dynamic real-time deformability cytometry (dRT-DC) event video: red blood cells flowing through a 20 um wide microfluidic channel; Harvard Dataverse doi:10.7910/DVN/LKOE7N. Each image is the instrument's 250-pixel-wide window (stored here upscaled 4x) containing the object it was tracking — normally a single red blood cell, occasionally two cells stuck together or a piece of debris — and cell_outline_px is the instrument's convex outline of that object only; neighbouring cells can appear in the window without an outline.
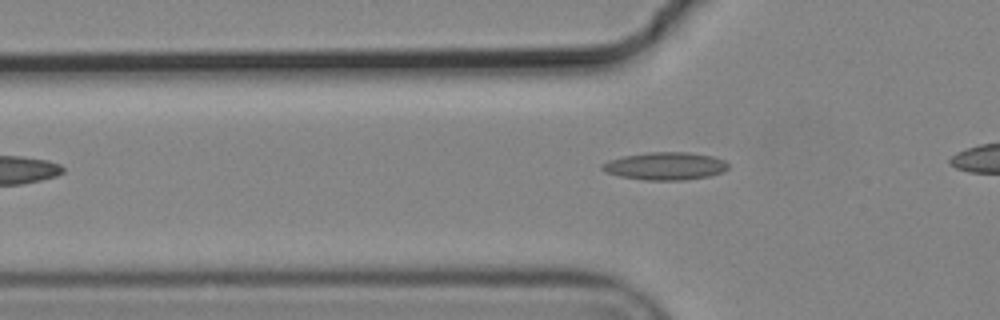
{"species": "common noctule bat (a hibernating species)", "species_latin": "Nyctalus noctula", "temperature_condition": "cold", "stored_images_in_passage": 2, "camera_frame_rate_fps": 3000, "um_per_image_px": 0.085, "animal": {"sex": "male", "body_mass_g": 19.2, "forearm_length_mm": 51.8}, "frame": {"image": 1, "passage_image": 2, "time_ms": 0.333, "image_size_px": [1000, 320], "cell_outline_px": [[728, 168], [724, 172], [708, 176], [684, 180], [644, 180], [620, 176], [604, 172], [600, 168], [600, 164], [608, 160], [624, 156], [648, 152], [688, 152], [712, 156], [724, 160], [728, 164]], "centroid_in_image_um": [56.52, 14.11], "position_along_channel_um": 69.3, "area_um2": 20.46}}